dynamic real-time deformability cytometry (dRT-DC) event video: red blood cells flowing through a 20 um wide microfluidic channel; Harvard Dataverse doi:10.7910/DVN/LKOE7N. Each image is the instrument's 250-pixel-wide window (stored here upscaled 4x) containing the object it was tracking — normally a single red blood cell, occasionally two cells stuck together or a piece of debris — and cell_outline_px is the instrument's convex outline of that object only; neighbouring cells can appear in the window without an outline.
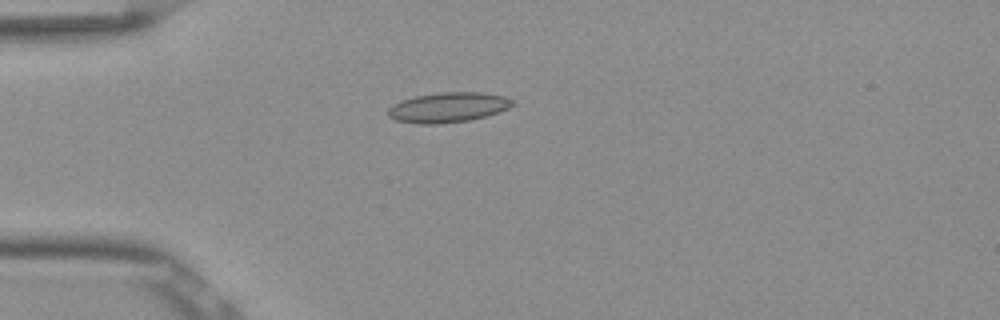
{"species": "Egyptian fruit bat (a non-hibernating species)", "species_latin": "Rousettus aegyptiacus", "temperature_condition": "room temperature", "stored_images_in_passage": 39, "camera_frame_rate_fps": 3000, "um_per_image_px": 0.085, "frame": {"image": 1, "passage_image": 1, "time_ms": 0.0, "image_size_px": [1000, 320], "cell_outline_px": [[516, 104], [508, 108], [484, 116], [468, 120], [436, 124], [420, 124], [396, 120], [388, 116], [388, 108], [392, 104], [416, 96], [440, 92], [480, 92], [504, 96], [512, 100]], "centroid_in_image_um": [38.07, 9.12], "position_along_channel_um": 46.9, "area_um2": 21.5}}
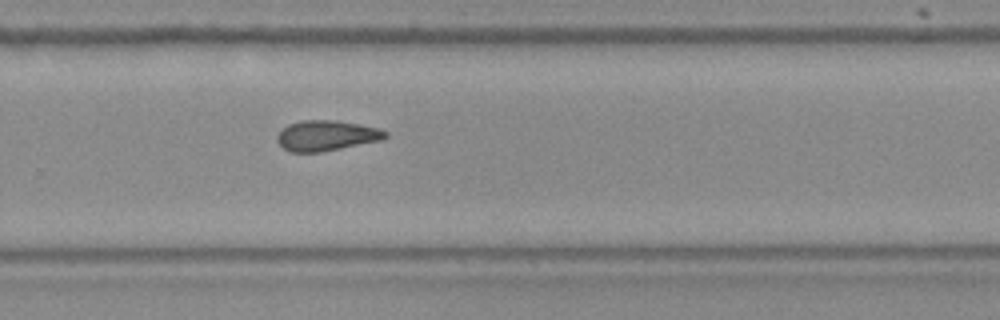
{"frame": {"image": 2, "passage_image": 22, "time_ms": 7.0, "image_size_px": [1000, 320], "cell_outline_px": [[388, 136], [380, 140], [320, 152], [292, 152], [284, 148], [276, 140], [276, 136], [288, 124], [304, 120], [336, 120], [376, 128], [388, 132]], "centroid_in_image_um": [27.72, 11.52], "position_along_channel_um": 302.1, "area_um2": 18.79}}
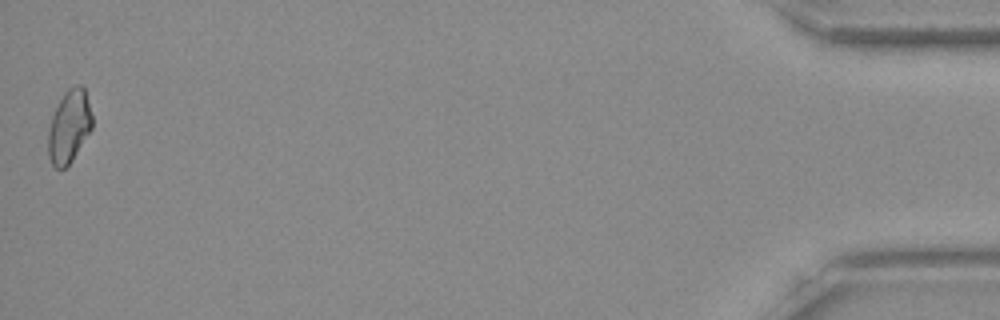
{"frame": {"image": 3, "passage_image": 39, "time_ms": 12.667, "image_size_px": [1000, 320], "cell_outline_px": [[92, 128], [72, 160], [64, 168], [56, 168], [52, 164], [48, 156], [48, 132], [52, 116], [64, 92], [68, 88], [76, 84], [80, 84], [84, 88], [92, 116]], "centroid_in_image_um": [5.87, 10.74], "position_along_channel_um": 429.3, "area_um2": 18.44}, "authors_computed_cell_mechanics": {"area_um2": 19.074, "velocity_mm_per_s": 3.888, "shape_relaxation_time_tau1_ms": null, "shape_relaxation_time_tau2_ms": 4.8725, "deformation_change_tau1": null, "deformation_change_tau2": 0.1126}}